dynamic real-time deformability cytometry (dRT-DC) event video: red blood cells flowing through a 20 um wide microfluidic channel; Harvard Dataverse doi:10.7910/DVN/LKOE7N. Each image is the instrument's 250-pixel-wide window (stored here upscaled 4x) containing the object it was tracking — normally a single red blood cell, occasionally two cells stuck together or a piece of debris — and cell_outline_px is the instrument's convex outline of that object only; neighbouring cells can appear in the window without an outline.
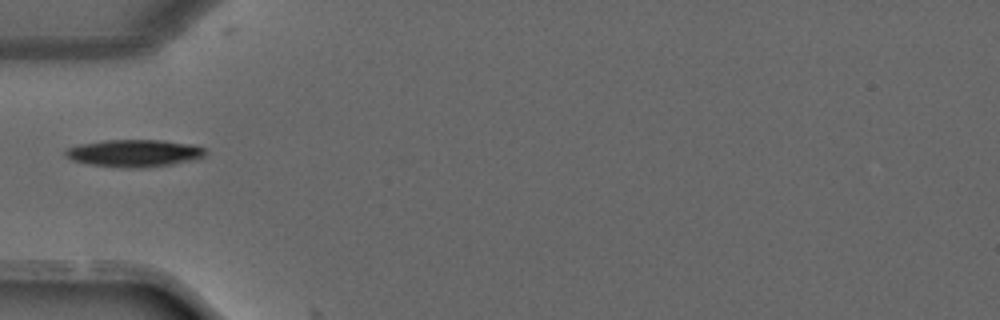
{"species": "common noctule bat (a hibernating species)", "species_latin": "Nyctalus noctula", "temperature_condition": "warm", "stored_images_in_passage": 3, "camera_frame_rate_fps": 3000, "um_per_image_px": 0.085, "animal": {"sex": "male", "forearm_length_mm": 52.5}, "frame": {"image": 1, "passage_image": 1, "time_ms": 0.0, "image_size_px": [1000, 320], "cell_outline_px": [[204, 156], [196, 160], [172, 164], [140, 168], [124, 168], [92, 164], [72, 160], [64, 156], [64, 152], [68, 148], [80, 144], [104, 140], [160, 140], [192, 144], [204, 148]], "centroid_in_image_um": [11.41, 13.02], "position_along_channel_um": 73.6, "area_um2": 22.2}}